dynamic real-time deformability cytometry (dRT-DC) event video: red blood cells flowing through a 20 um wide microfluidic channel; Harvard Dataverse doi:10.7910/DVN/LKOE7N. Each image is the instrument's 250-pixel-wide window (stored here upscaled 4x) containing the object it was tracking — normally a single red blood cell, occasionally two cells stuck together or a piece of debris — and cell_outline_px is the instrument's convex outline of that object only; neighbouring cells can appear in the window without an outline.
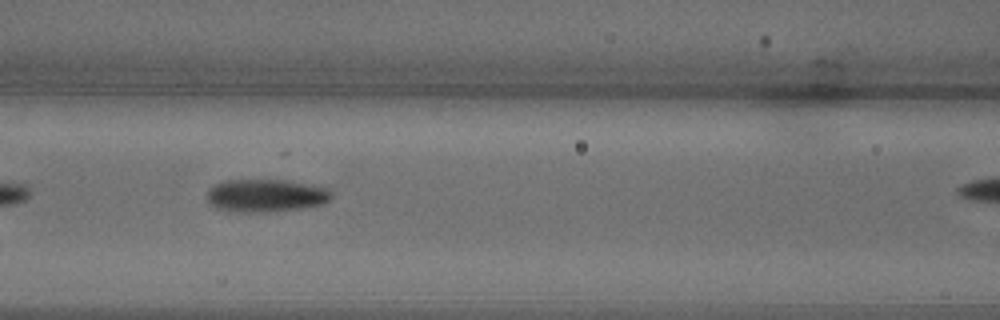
{"species": "common noctule bat (a hibernating species)", "species_latin": "Nyctalus noctula", "temperature_condition": "warm", "stored_images_in_passage": 10, "camera_frame_rate_fps": 3000, "um_per_image_px": 0.085, "animal": {"sex": "male", "body_mass_g": 18.8}, "frame": {"image": 1, "passage_image": 5, "time_ms": 1.333, "image_size_px": [1000, 320], "cell_outline_px": [[332, 196], [324, 204], [300, 208], [268, 212], [236, 212], [216, 208], [208, 204], [208, 188], [224, 180], [284, 180], [328, 188], [332, 192]], "centroid_in_image_um": [22.57, 16.63], "position_along_channel_um": 144.0, "area_um2": 23.81}}
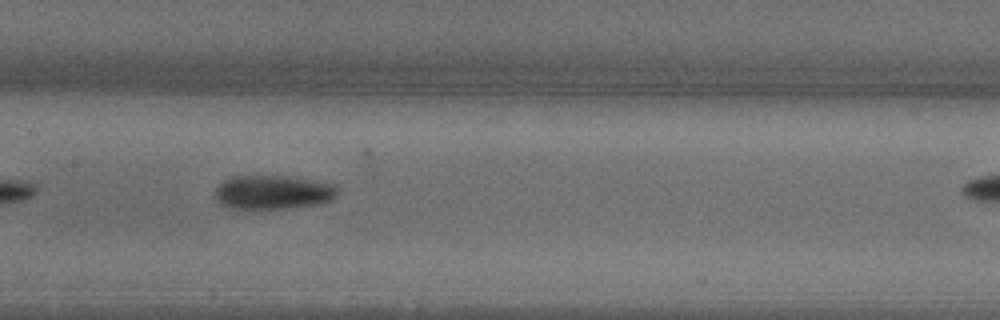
{"frame": {"image": 2, "passage_image": 7, "time_ms": 2.0, "image_size_px": [1000, 320], "cell_outline_px": [[336, 196], [328, 200], [312, 204], [284, 208], [228, 208], [220, 204], [216, 196], [216, 188], [224, 180], [232, 176], [288, 176], [332, 184], [336, 188]], "centroid_in_image_um": [23.13, 16.33], "position_along_channel_um": 184.3, "area_um2": 23.58}}